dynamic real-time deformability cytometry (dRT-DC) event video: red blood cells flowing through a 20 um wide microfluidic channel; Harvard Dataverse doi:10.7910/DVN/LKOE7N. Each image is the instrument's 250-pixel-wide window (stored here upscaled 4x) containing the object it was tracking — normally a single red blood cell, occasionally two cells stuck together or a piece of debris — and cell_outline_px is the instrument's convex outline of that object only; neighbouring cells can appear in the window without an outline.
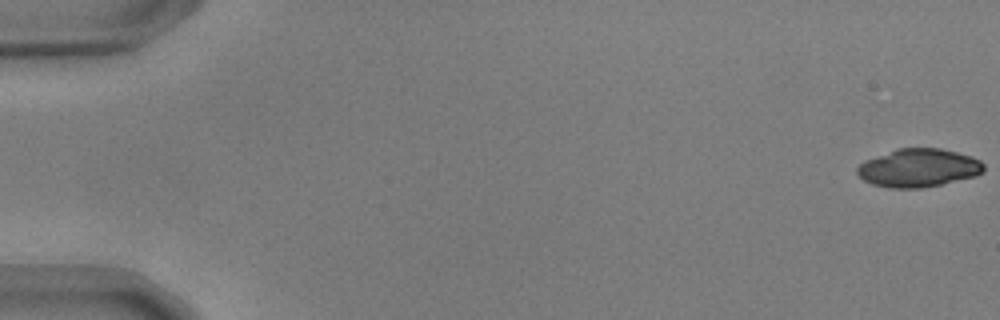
{"species": "common noctule bat (a hibernating species)", "species_latin": "Nyctalus noctula", "temperature_condition": "warm", "stored_images_in_passage": 14, "camera_frame_rate_fps": 3000, "um_per_image_px": 0.085, "animal": {"sex": "male", "body_mass_g": 17.9, "forearm_length_mm": 54.2}, "frame": {"image": 1, "passage_image": 1, "time_ms": 0.0, "image_size_px": [1000, 320], "cell_outline_px": [[984, 172], [976, 176], [940, 184], [920, 188], [888, 188], [872, 184], [864, 180], [856, 172], [856, 168], [864, 160], [896, 148], [940, 148], [956, 152], [980, 160], [984, 164]], "centroid_in_image_um": [78.05, 14.27], "position_along_channel_um": 7.0, "area_um2": 28.21}}
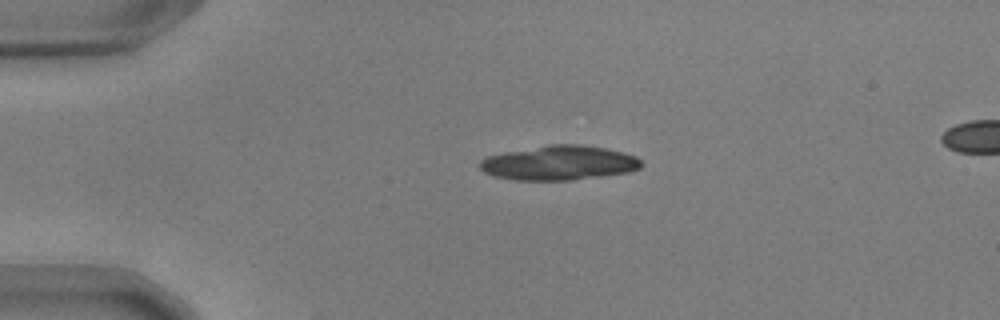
{"frame": {"image": 2, "passage_image": 13, "time_ms": 4.0, "image_size_px": [1000, 320], "cell_outline_px": [[644, 164], [640, 168], [628, 172], [572, 180], [512, 180], [492, 176], [484, 172], [480, 168], [480, 160], [488, 156], [504, 152], [552, 144], [580, 144], [604, 148], [624, 152], [636, 156]], "centroid_in_image_um": [47.52, 13.85], "position_along_channel_um": 37.5, "area_um2": 32.48}}